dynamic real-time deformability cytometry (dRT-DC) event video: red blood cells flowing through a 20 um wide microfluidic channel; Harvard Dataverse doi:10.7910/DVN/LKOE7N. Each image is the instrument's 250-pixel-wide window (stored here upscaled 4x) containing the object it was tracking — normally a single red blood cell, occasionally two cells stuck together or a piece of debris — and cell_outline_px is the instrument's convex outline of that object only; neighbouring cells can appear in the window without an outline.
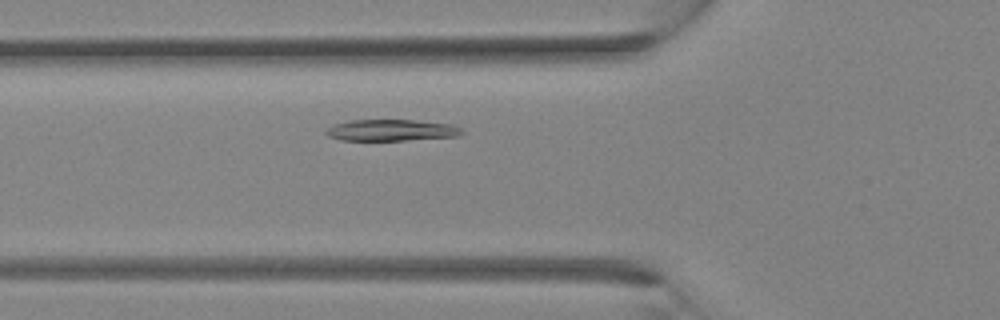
{"species": "Egyptian fruit bat (a non-hibernating species)", "species_latin": "Rousettus aegyptiacus", "temperature_condition": "room temperature", "stored_images_in_passage": 28, "camera_frame_rate_fps": 3000, "um_per_image_px": 0.085, "animal": {"sex": "female"}, "frame": {"image": 1, "passage_image": 7, "time_ms": 2.0, "image_size_px": [1000, 320], "cell_outline_px": [[464, 132], [460, 136], [404, 140], [340, 140], [328, 136], [324, 132], [328, 128], [336, 124], [348, 120], [416, 120], [452, 124], [460, 128]], "centroid_in_image_um": [33.28, 11.06], "position_along_channel_um": 92.5, "area_um2": 16.94}}
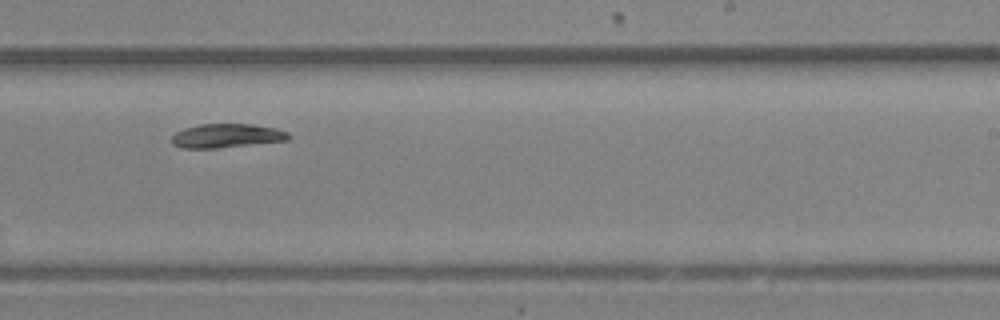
{"frame": {"image": 2, "passage_image": 16, "time_ms": 5.0, "image_size_px": [1000, 320], "cell_outline_px": [[292, 136], [288, 140], [216, 148], [180, 148], [172, 144], [172, 136], [176, 132], [184, 128], [200, 124], [252, 124], [276, 128], [288, 132]], "centroid_in_image_um": [19.26, 11.54], "position_along_channel_um": 269.7, "area_um2": 16.3}}
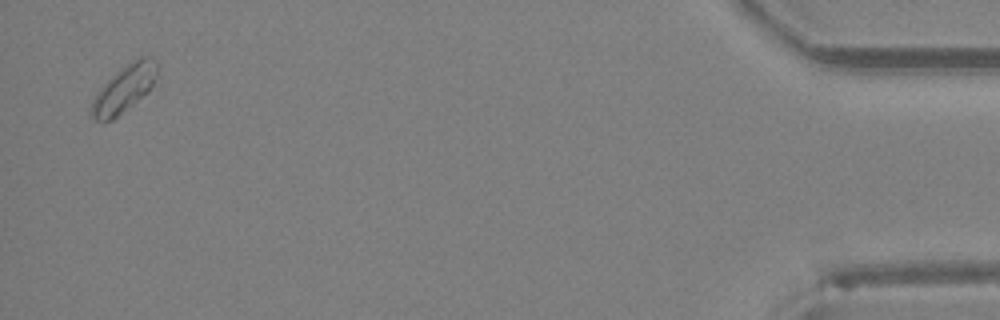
{"frame": {"image": 3, "passage_image": 28, "time_ms": 9.0, "image_size_px": [1000, 320], "cell_outline_px": [[160, 76], [152, 88], [148, 92], [112, 120], [104, 124], [96, 120], [92, 116], [92, 100], [100, 88], [120, 68], [132, 60], [140, 56], [152, 56], [160, 64]], "centroid_in_image_um": [10.65, 7.49], "position_along_channel_um": 424.5, "area_um2": 18.5}}